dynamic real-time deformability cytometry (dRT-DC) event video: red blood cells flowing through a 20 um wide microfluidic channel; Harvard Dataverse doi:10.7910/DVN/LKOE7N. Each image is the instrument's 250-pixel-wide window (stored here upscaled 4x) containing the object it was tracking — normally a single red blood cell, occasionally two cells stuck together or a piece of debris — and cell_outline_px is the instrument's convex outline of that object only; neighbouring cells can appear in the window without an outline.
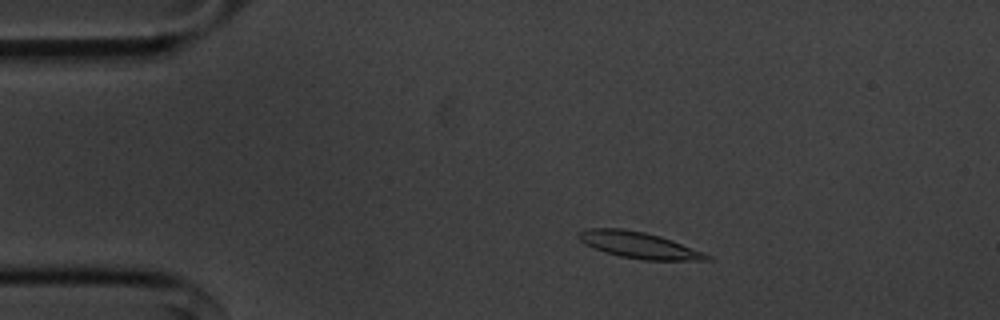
{"species": "common noctule bat (a hibernating species)", "species_latin": "Nyctalus noctula", "temperature_condition": "cold", "stored_images_in_passage": 53, "camera_frame_rate_fps": 3000, "um_per_image_px": 0.085, "animal": {"sex": "male", "body_mass_g": 20.1, "forearm_length_mm": 53.5}, "frame": {"image": 1, "passage_image": 8, "time_ms": 2.333, "image_size_px": [1000, 320], "cell_outline_px": [[712, 260], [644, 260], [620, 256], [604, 252], [584, 244], [576, 236], [576, 232], [588, 228], [624, 228], [644, 232], [660, 236], [672, 240], [704, 252], [712, 256]], "centroid_in_image_um": [54.28, 20.82], "position_along_channel_um": 30.7, "area_um2": 19.83}}
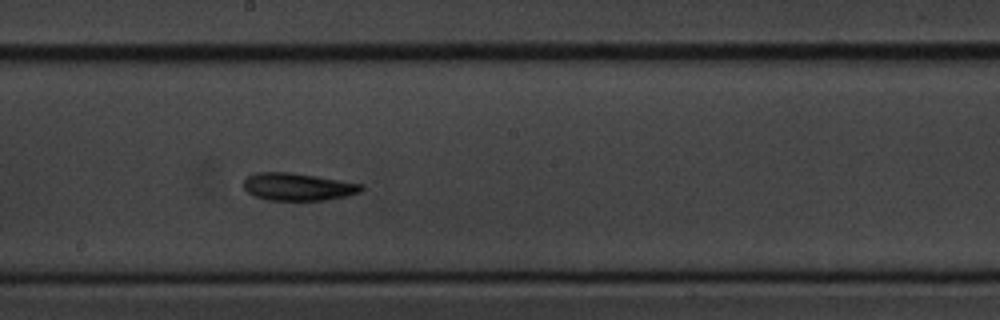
{"frame": {"image": 2, "passage_image": 28, "time_ms": 9.0, "image_size_px": [1000, 320], "cell_outline_px": [[364, 188], [360, 192], [344, 196], [324, 200], [268, 200], [256, 196], [248, 192], [244, 188], [244, 180], [248, 176], [256, 172], [288, 172], [316, 176], [364, 184]], "centroid_in_image_um": [25.32, 15.87], "position_along_channel_um": 222.9, "area_um2": 18.73}}
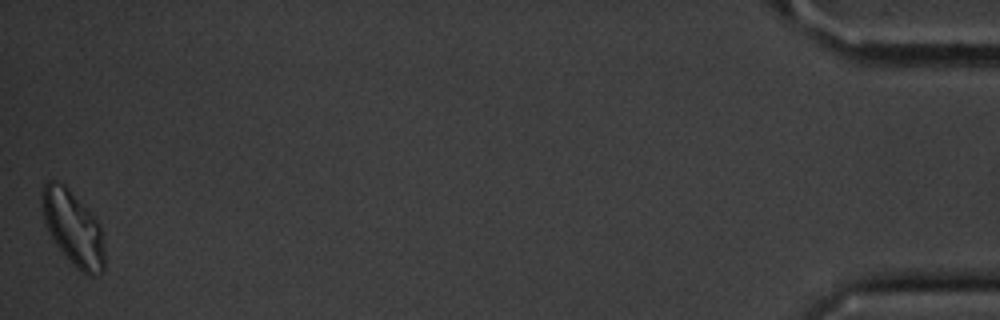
{"frame": {"image": 3, "passage_image": 53, "time_ms": 17.333, "image_size_px": [1000, 320], "cell_outline_px": [[104, 268], [100, 272], [92, 276], [88, 276], [76, 268], [52, 240], [44, 220], [40, 204], [40, 192], [44, 184], [48, 180], [56, 180], [64, 184], [92, 212], [100, 224], [104, 248]], "centroid_in_image_um": [6.19, 19.35], "position_along_channel_um": 429.0, "area_um2": 27.57}, "authors_computed_cell_mechanics": {"area_um2": 19.0162, "velocity_mm_per_s": 3.5912, "shape_relaxation_time_tau1_ms": 4.2013, "shape_relaxation_time_tau2_ms": 6.9425, "deformation_change_tau1": 0.1116, "deformation_change_tau2": 0.1614}}